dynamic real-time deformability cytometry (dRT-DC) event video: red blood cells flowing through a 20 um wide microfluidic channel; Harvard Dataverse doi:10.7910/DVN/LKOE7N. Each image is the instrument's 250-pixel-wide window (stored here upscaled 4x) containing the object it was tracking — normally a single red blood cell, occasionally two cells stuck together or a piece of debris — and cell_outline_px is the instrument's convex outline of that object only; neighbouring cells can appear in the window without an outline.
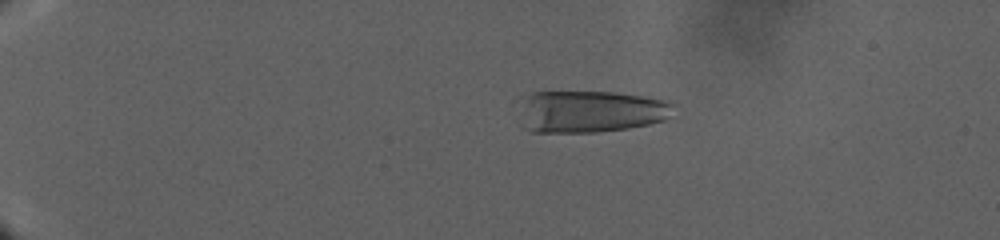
{"species": "human", "species_latin": "Homo sapiens", "temperature_condition": "warm", "stored_images_in_passage": 84, "camera_frame_rate_fps": 3000, "um_per_image_px": 0.085, "donor": {"sex": "male"}, "frame": {"image": 1, "passage_image": 40, "time_ms": 12.667, "image_size_px": [1000, 240], "cell_outline_px": [[676, 104], [668, 116], [664, 120], [648, 124], [628, 128], [596, 132], [528, 132], [520, 124], [528, 96], [532, 92], [616, 92], [660, 96], [672, 100]], "centroid_in_image_um": [50.33, 9.46], "position_along_channel_um": 34.7, "area_um2": 38.15}}
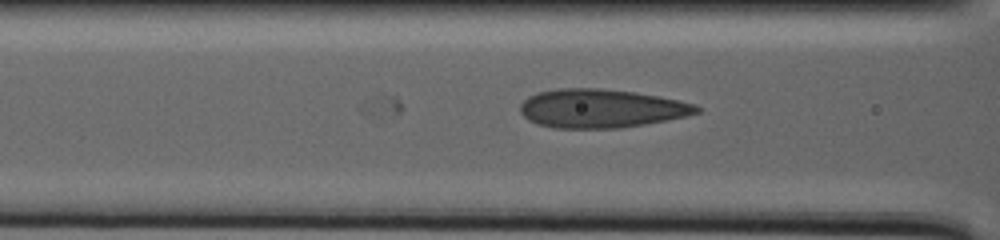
{"frame": {"image": 2, "passage_image": 79, "time_ms": 25.333, "image_size_px": [1000, 240], "cell_outline_px": [[700, 112], [688, 116], [644, 124], [620, 128], [556, 128], [536, 124], [528, 120], [520, 112], [520, 104], [528, 96], [536, 92], [556, 88], [600, 88], [636, 92], [696, 104], [700, 108]], "centroid_in_image_um": [51.06, 9.21], "position_along_channel_um": 115.5, "area_um2": 39.88}}
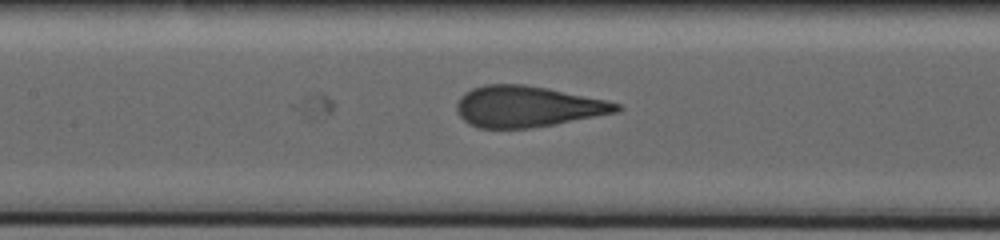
{"frame": {"image": 3, "passage_image": 84, "time_ms": 28.667, "image_size_px": [1000, 240], "cell_outline_px": [[624, 108], [620, 112], [556, 124], [532, 128], [476, 128], [468, 124], [460, 116], [456, 108], [456, 104], [460, 96], [464, 92], [472, 88], [484, 84], [524, 84], [548, 88], [608, 100], [620, 104]], "centroid_in_image_um": [44.85, 9.05], "position_along_channel_um": 162.5, "area_um2": 38.73}}